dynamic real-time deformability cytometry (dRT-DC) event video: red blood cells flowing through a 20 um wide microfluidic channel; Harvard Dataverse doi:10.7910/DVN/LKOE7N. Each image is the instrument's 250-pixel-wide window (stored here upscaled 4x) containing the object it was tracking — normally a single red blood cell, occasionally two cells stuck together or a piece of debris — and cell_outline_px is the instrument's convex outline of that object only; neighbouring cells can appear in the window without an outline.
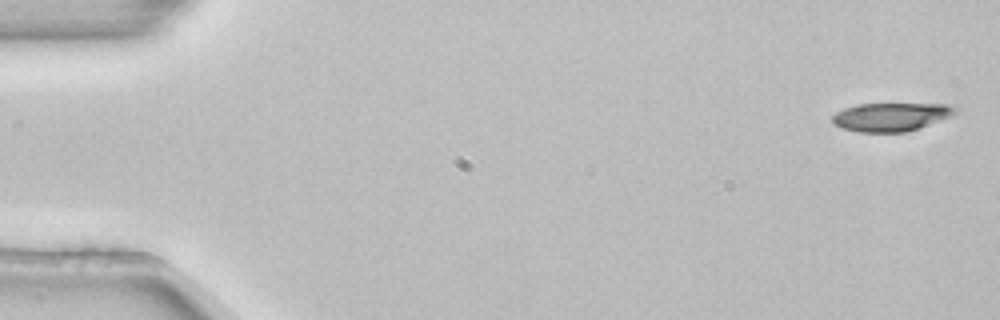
{"species": "common noctule bat (a hibernating species)", "species_latin": "Nyctalus noctula", "temperature_condition": "room temperature", "stored_images_in_passage": 4, "camera_frame_rate_fps": 3000, "um_per_image_px": 0.085, "animal": {"sex": "female", "body_mass_g": 22.7, "forearm_length_mm": 54.2}, "frame": {"image": 1, "passage_image": 1, "time_ms": 0.0, "image_size_px": [1000, 320], "cell_outline_px": [[960, 112], [952, 116], [920, 128], [908, 132], [856, 132], [840, 128], [832, 124], [832, 116], [836, 112], [844, 108], [856, 104], [944, 104], [956, 108]], "centroid_in_image_um": [75.72, 9.94], "position_along_channel_um": 9.3, "area_um2": 20.63}}
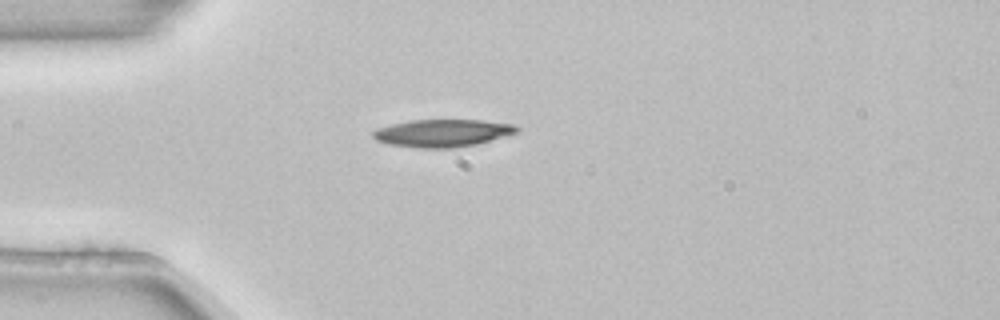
{"frame": {"image": 2, "passage_image": 4, "time_ms": 1.0, "image_size_px": [1000, 320], "cell_outline_px": [[520, 128], [516, 132], [504, 136], [476, 144], [452, 148], [420, 148], [392, 144], [376, 140], [372, 136], [372, 132], [376, 128], [392, 124], [412, 120], [480, 120], [516, 124]], "centroid_in_image_um": [37.61, 11.3], "position_along_channel_um": 47.4, "area_um2": 22.89}}